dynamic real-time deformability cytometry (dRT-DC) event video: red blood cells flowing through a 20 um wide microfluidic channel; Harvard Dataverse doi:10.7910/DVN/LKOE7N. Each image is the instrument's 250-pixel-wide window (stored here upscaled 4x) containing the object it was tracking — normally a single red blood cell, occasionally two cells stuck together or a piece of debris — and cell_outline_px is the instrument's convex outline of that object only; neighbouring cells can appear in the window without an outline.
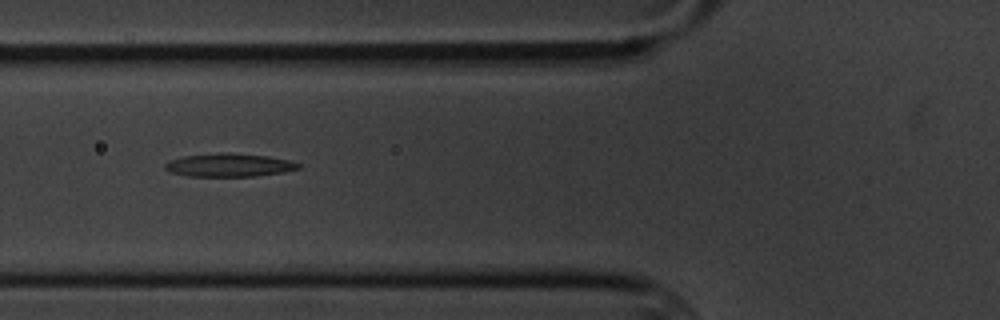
{"species": "common noctule bat (a hibernating species)", "species_latin": "Nyctalus noctula", "temperature_condition": "cold", "stored_images_in_passage": 6, "camera_frame_rate_fps": 3000, "um_per_image_px": 0.085, "animal": {"sex": "male", "body_mass_g": 20.1, "forearm_length_mm": 53.5}, "frame": {"image": 1, "passage_image": 3, "time_ms": 2.333, "image_size_px": [1000, 320], "cell_outline_px": [[304, 164], [300, 168], [284, 172], [252, 176], [188, 176], [172, 172], [164, 168], [164, 164], [168, 160], [184, 156], [224, 152], [268, 156], [288, 160]], "centroid_in_image_um": [19.49, 14.03], "position_along_channel_um": 106.3, "area_um2": 18.03}}
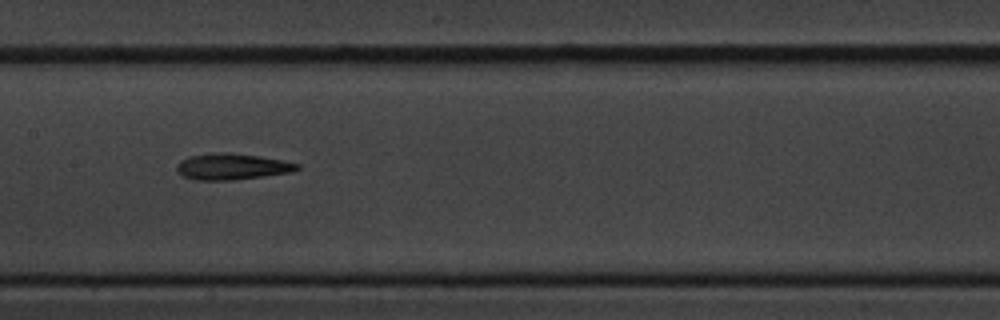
{"frame": {"image": 2, "passage_image": 5, "time_ms": 4.667, "image_size_px": [1000, 320], "cell_outline_px": [[300, 168], [292, 172], [264, 176], [232, 180], [196, 180], [184, 176], [176, 168], [176, 164], [180, 160], [192, 156], [216, 152], [228, 152], [260, 156], [284, 160], [300, 164]], "centroid_in_image_um": [19.76, 14.15], "position_along_channel_um": 187.6, "area_um2": 18.38}}
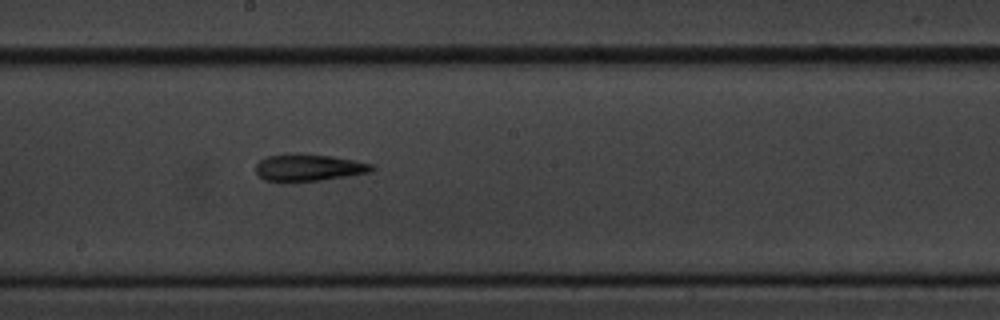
{"frame": {"image": 3, "passage_image": 6, "time_ms": 5.667, "image_size_px": [1000, 320], "cell_outline_px": [[376, 168], [368, 172], [320, 180], [284, 184], [280, 184], [264, 180], [256, 172], [256, 164], [264, 156], [288, 152], [292, 152], [332, 156], [372, 164]], "centroid_in_image_um": [26.1, 14.25], "position_along_channel_um": 222.1, "area_um2": 18.84}}